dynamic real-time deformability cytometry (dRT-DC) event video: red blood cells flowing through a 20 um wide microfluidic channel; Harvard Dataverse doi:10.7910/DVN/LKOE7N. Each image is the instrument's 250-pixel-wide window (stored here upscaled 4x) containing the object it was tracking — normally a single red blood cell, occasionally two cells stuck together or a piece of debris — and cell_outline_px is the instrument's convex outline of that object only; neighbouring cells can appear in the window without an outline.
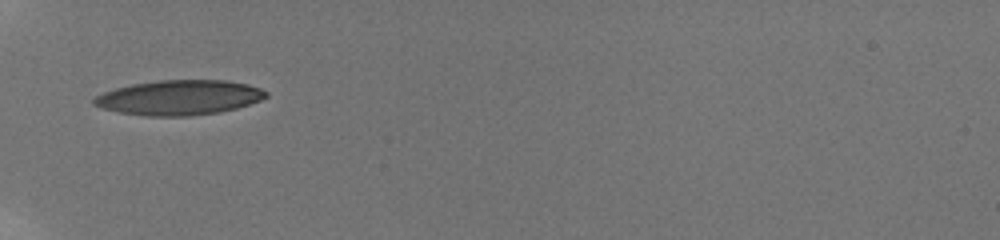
{"species": "human", "species_latin": "Homo sapiens", "temperature_condition": "room temperature", "stored_images_in_passage": 2, "camera_frame_rate_fps": 3000, "um_per_image_px": 0.085, "donor": {"sex": "male"}, "frame": {"image": 1, "passage_image": 1, "time_ms": 0.0, "image_size_px": [1000, 240], "cell_outline_px": [[268, 96], [260, 100], [236, 108], [220, 112], [188, 116], [144, 116], [120, 112], [104, 108], [92, 104], [92, 100], [96, 96], [104, 92], [116, 88], [132, 84], [160, 80], [224, 80], [248, 84], [260, 88], [268, 92]], "centroid_in_image_um": [15.24, 8.29], "position_along_channel_um": 69.8, "area_um2": 34.85}}